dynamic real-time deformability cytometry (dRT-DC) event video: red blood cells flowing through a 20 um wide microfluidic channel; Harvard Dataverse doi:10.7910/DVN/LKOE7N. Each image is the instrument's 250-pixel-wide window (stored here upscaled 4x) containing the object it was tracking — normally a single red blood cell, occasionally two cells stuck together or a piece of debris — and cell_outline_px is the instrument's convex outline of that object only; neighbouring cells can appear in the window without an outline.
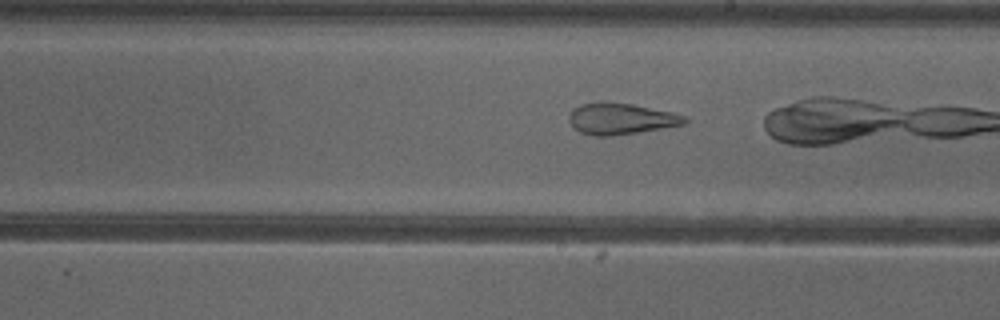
{"species": "common noctule bat (a hibernating species)", "species_latin": "Nyctalus noctula", "temperature_condition": "cold", "stored_images_in_passage": 39, "camera_frame_rate_fps": 3000, "um_per_image_px": 0.085, "animal": {"sex": "female"}, "frame": {"image": 1, "passage_image": 28, "time_ms": 9.0, "image_size_px": [1000, 320], "cell_outline_px": [[688, 120], [684, 124], [612, 136], [592, 136], [580, 132], [572, 128], [568, 120], [568, 116], [572, 108], [580, 104], [600, 100], [604, 100], [632, 104], [672, 112], [684, 116]], "centroid_in_image_um": [52.67, 10.07], "position_along_channel_um": 236.3, "area_um2": 21.39}}